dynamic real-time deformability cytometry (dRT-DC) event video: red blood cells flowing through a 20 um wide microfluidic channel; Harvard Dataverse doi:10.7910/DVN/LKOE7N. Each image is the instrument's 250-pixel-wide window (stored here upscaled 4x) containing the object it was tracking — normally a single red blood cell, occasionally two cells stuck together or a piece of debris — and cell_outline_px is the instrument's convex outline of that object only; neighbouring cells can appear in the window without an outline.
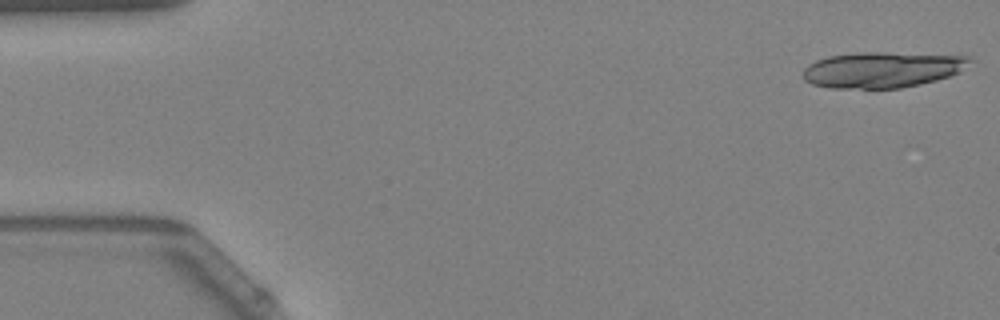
{"species": "Egyptian fruit bat (a non-hibernating species)", "species_latin": "Rousettus aegyptiacus", "temperature_condition": "warm", "stored_images_in_passage": 6, "camera_frame_rate_fps": 3000, "um_per_image_px": 0.085, "animal": {"sex": "female"}, "frame": {"image": 1, "passage_image": 1, "time_ms": 0.0, "image_size_px": [1000, 320], "cell_outline_px": [[972, 60], [960, 72], [936, 80], [900, 88], [832, 88], [812, 84], [804, 80], [804, 68], [808, 64], [816, 60], [828, 56], [860, 52], [888, 52], [968, 56]], "centroid_in_image_um": [74.97, 5.92], "position_along_channel_um": 10.0, "area_um2": 34.74}}